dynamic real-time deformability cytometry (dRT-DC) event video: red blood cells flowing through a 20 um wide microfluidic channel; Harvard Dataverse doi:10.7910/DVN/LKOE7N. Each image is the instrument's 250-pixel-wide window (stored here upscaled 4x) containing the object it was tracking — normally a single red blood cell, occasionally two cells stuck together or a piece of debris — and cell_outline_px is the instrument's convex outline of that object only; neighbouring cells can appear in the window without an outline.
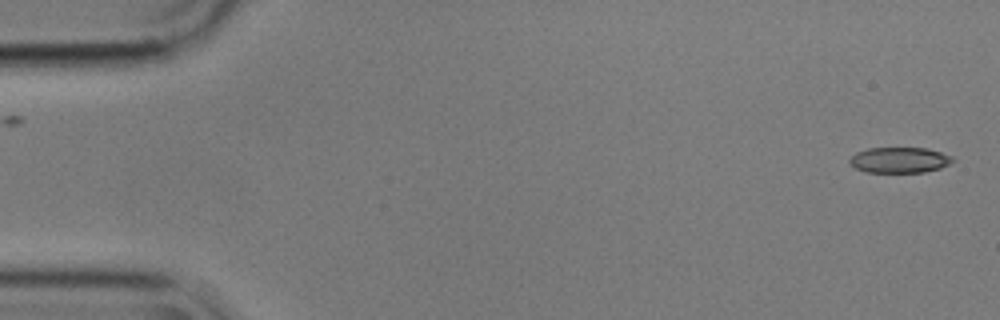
{"species": "common noctule bat (a hibernating species)", "species_latin": "Nyctalus noctula", "temperature_condition": "cold", "stored_images_in_passage": 3, "camera_frame_rate_fps": 3000, "um_per_image_px": 0.085, "animal": {"sex": "male", "body_mass_g": 17.9}, "frame": {"image": 1, "passage_image": 1, "time_ms": 0.0, "image_size_px": [1000, 320], "cell_outline_px": [[956, 160], [940, 168], [924, 172], [868, 172], [856, 168], [848, 164], [848, 160], [856, 152], [868, 148], [928, 148], [952, 156]], "centroid_in_image_um": [76.45, 13.6], "position_along_channel_um": 8.6, "area_um2": 15.43}}